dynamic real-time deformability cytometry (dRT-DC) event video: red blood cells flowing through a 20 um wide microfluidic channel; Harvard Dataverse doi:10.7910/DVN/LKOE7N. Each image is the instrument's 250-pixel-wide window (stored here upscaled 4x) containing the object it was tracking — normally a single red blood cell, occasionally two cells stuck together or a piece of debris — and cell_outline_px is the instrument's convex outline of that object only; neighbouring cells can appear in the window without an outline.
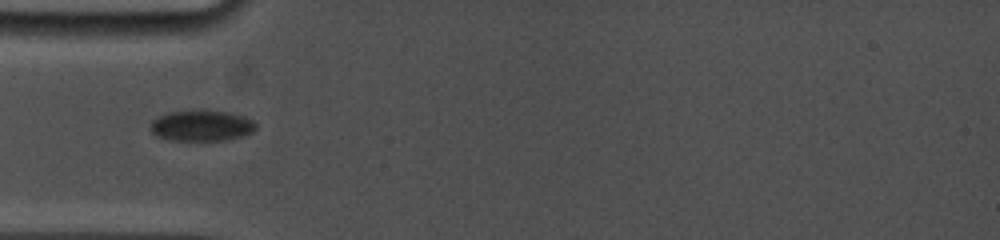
{"species": "common noctule bat (a hibernating species)", "species_latin": "Nyctalus noctula", "temperature_condition": "cold", "stored_images_in_passage": 6, "camera_frame_rate_fps": 5000, "um_per_image_px": 0.085, "animal": {"sex": "female", "body_mass_g": 19.0, "forearm_length_mm": 53.3}, "frame": {"image": 1, "passage_image": 1, "time_ms": 0.0, "image_size_px": [1000, 240], "cell_outline_px": [[256, 128], [252, 132], [244, 136], [228, 140], [168, 140], [156, 136], [148, 128], [152, 120], [168, 112], [228, 112], [244, 116], [252, 120], [256, 124]], "centroid_in_image_um": [17.13, 10.72], "position_along_channel_um": 67.9, "area_um2": 18.67}}
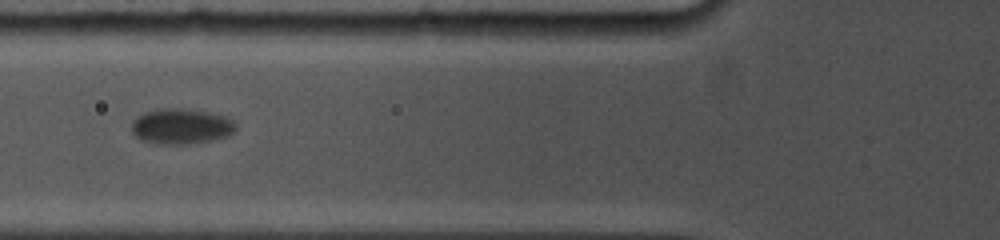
{"frame": {"image": 2, "passage_image": 3, "time_ms": 1.2, "image_size_px": [1000, 240], "cell_outline_px": [[236, 128], [228, 136], [208, 140], [184, 144], [156, 144], [140, 140], [132, 132], [132, 120], [136, 116], [144, 112], [164, 108], [180, 108], [204, 112], [224, 116], [232, 120], [236, 124]], "centroid_in_image_um": [15.34, 10.74], "position_along_channel_um": 110.5, "area_um2": 21.33}}
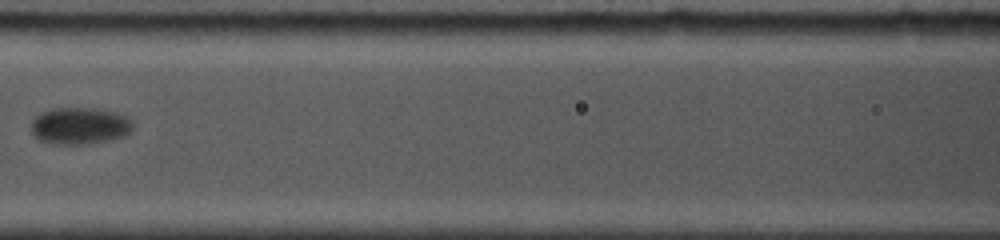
{"frame": {"image": 3, "passage_image": 5, "time_ms": 2.6, "image_size_px": [1000, 240], "cell_outline_px": [[132, 128], [124, 136], [112, 140], [88, 144], [52, 144], [40, 140], [32, 132], [32, 120], [40, 112], [52, 108], [92, 108], [116, 112], [124, 116], [132, 124]], "centroid_in_image_um": [6.75, 10.7], "position_along_channel_um": 159.9, "area_um2": 21.79}}